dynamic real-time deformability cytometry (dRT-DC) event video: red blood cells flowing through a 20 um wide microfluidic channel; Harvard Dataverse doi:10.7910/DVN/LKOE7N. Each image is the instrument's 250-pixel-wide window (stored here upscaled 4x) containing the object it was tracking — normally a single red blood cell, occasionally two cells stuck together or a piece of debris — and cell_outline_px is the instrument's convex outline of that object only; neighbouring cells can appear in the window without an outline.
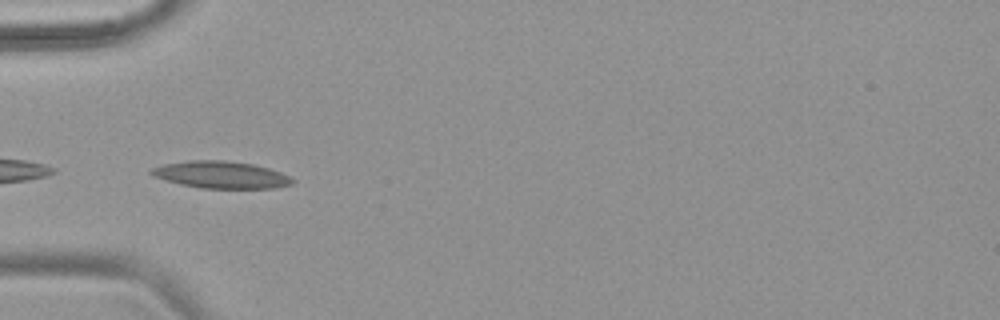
{"species": "common noctule bat (a hibernating species)", "species_latin": "Nyctalus noctula", "temperature_condition": "warm", "stored_images_in_passage": 6, "camera_frame_rate_fps": 3000, "um_per_image_px": 0.085, "animal": {"sex": "female", "body_mass_g": 18.4}, "frame": {"image": 1, "passage_image": 2, "time_ms": 0.333, "image_size_px": [1000, 320], "cell_outline_px": [[296, 180], [292, 184], [276, 188], [200, 188], [180, 184], [164, 180], [152, 176], [148, 172], [152, 168], [164, 164], [188, 160], [224, 160], [252, 164], [268, 168], [280, 172]], "centroid_in_image_um": [18.76, 14.86], "position_along_channel_um": 66.2, "area_um2": 22.31}}